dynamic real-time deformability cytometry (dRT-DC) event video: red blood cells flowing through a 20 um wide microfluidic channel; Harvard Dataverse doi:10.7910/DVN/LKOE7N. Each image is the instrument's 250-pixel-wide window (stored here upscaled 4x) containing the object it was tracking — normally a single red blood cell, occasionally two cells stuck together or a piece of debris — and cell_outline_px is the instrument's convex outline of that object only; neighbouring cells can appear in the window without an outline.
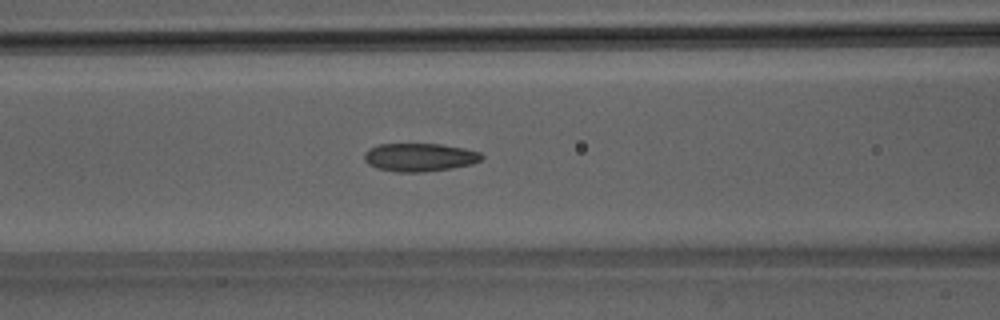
{"species": "Egyptian fruit bat (a non-hibernating species)", "species_latin": "Rousettus aegyptiacus", "temperature_condition": "room temperature", "stored_images_in_passage": 49, "camera_frame_rate_fps": 3000, "um_per_image_px": 0.085, "animal": {"sex": "male"}, "frame": {"image": 1, "passage_image": 20, "time_ms": 6.333, "image_size_px": [1000, 320], "cell_outline_px": [[484, 160], [472, 164], [452, 168], [424, 172], [396, 172], [376, 168], [368, 164], [364, 160], [364, 152], [368, 148], [380, 144], [440, 144], [464, 148], [480, 152], [484, 156]], "centroid_in_image_um": [35.67, 13.37], "position_along_channel_um": 130.9, "area_um2": 19.54}}
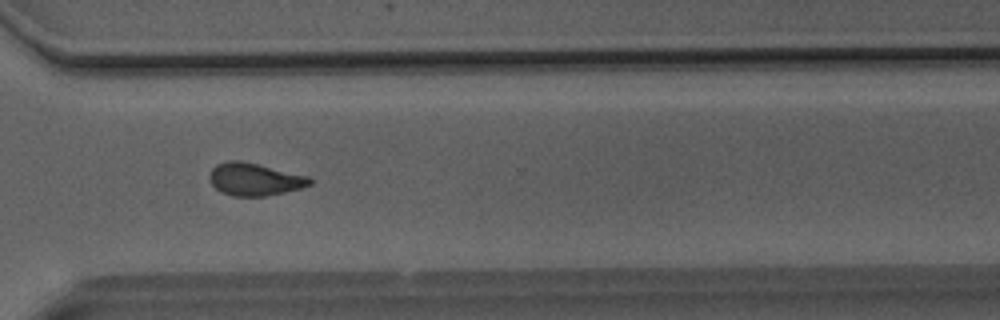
{"frame": {"image": 2, "passage_image": 36, "time_ms": 11.667, "image_size_px": [1000, 320], "cell_outline_px": [[312, 184], [304, 188], [264, 196], [232, 196], [220, 192], [208, 180], [208, 172], [216, 164], [228, 160], [240, 160], [308, 176], [312, 180]], "centroid_in_image_um": [21.6, 15.24], "position_along_channel_um": 349.0, "area_um2": 19.19}}
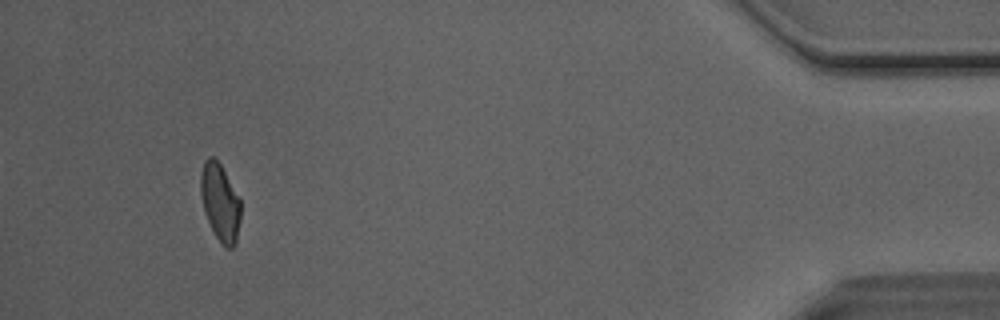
{"frame": {"image": 3, "passage_image": 46, "time_ms": 15.0, "image_size_px": [1000, 320], "cell_outline_px": [[240, 220], [236, 244], [232, 248], [228, 248], [220, 244], [204, 212], [200, 192], [200, 176], [204, 160], [208, 156], [212, 156], [220, 164], [240, 200]], "centroid_in_image_um": [18.7, 17.21], "position_along_channel_um": 416.5, "area_um2": 17.92}, "authors_computed_cell_mechanics": {"area_um2": 19.2474, "velocity_mm_per_s": 4.0944, "shape_relaxation_time_tau1_ms": 7.8641, "shape_relaxation_time_tau2_ms": 2.1174, "deformation_change_tau1": 0.1699, "deformation_change_tau2": 0.0928}}